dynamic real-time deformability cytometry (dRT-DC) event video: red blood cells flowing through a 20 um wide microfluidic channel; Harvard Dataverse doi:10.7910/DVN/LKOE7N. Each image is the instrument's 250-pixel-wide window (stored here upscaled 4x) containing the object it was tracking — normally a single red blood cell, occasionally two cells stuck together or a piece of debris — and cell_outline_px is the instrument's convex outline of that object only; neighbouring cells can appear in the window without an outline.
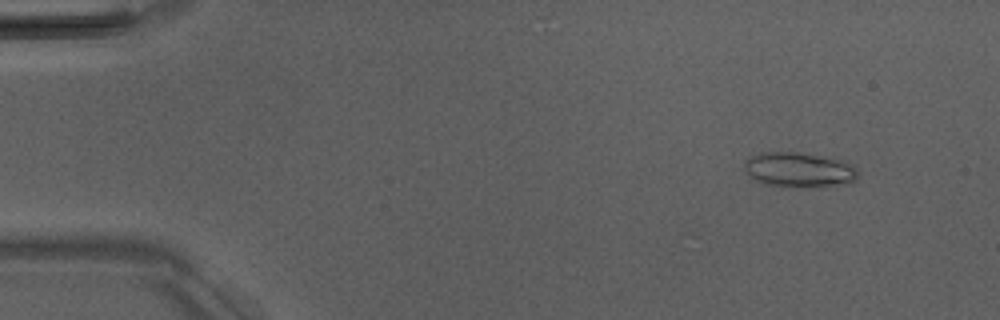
{"species": "Egyptian fruit bat (a non-hibernating species)", "species_latin": "Rousettus aegyptiacus", "temperature_condition": "room temperature", "stored_images_in_passage": 6, "camera_frame_rate_fps": 3000, "um_per_image_px": 0.085, "animal": {"sex": "male"}, "frame": {"image": 1, "passage_image": 2, "time_ms": 1.333, "image_size_px": [1000, 320], "cell_outline_px": [[860, 172], [856, 180], [848, 184], [824, 188], [800, 188], [764, 184], [756, 180], [744, 168], [744, 160], [752, 156], [764, 152], [800, 152], [848, 160]], "centroid_in_image_um": [68.04, 14.45], "position_along_channel_um": 17.0, "area_um2": 23.93}}